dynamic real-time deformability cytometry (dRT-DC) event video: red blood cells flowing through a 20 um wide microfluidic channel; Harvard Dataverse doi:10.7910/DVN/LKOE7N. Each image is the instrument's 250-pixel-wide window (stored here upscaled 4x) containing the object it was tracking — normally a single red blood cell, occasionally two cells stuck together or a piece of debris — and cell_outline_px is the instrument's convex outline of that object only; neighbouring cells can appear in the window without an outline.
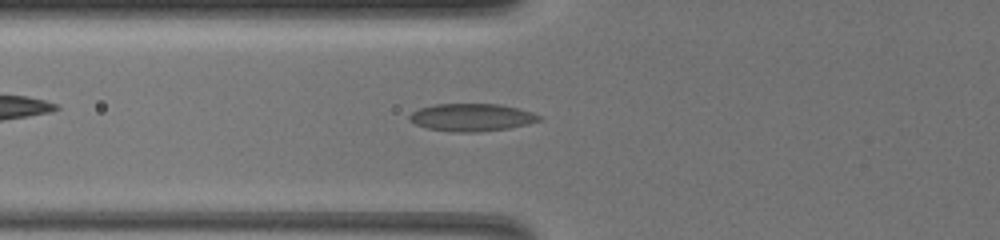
{"species": "common noctule bat (a hibernating species)", "species_latin": "Nyctalus noctula", "temperature_condition": "warm", "stored_images_in_passage": 68, "camera_frame_rate_fps": 3000, "um_per_image_px": 0.085, "animal": {"sex": "female", "body_mass_g": 19.5, "forearm_length_mm": 54.1}, "frame": {"image": 1, "passage_image": 29, "time_ms": 9.333, "image_size_px": [1000, 240], "cell_outline_px": [[544, 116], [540, 120], [528, 124], [508, 128], [476, 132], [452, 132], [428, 128], [416, 124], [408, 120], [408, 116], [412, 112], [420, 108], [436, 104], [500, 104], [532, 112]], "centroid_in_image_um": [40.09, 9.97], "position_along_channel_um": 85.7, "area_um2": 20.81}}
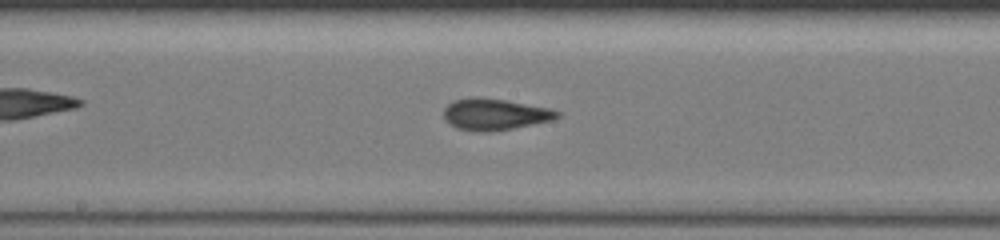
{"frame": {"image": 2, "passage_image": 40, "time_ms": 13.0, "image_size_px": [1000, 240], "cell_outline_px": [[560, 116], [552, 120], [512, 128], [488, 132], [472, 132], [456, 128], [448, 124], [444, 116], [444, 108], [448, 104], [456, 100], [504, 100], [548, 108], [560, 112]], "centroid_in_image_um": [42.05, 9.77], "position_along_channel_um": 206.1, "area_um2": 20.0}}
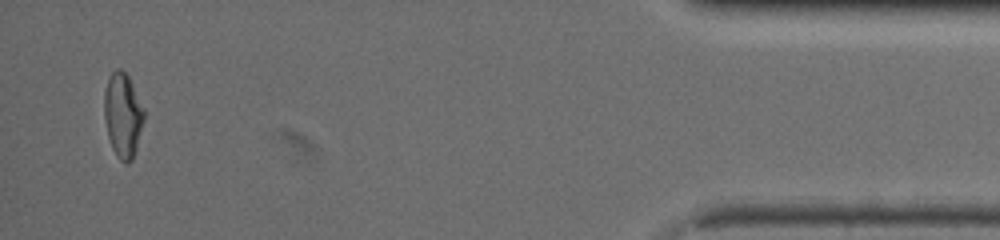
{"frame": {"image": 3, "passage_image": 66, "time_ms": 21.667, "image_size_px": [1000, 240], "cell_outline_px": [[144, 120], [136, 148], [132, 160], [128, 164], [124, 164], [116, 156], [112, 148], [108, 136], [104, 120], [104, 92], [108, 76], [116, 68], [120, 68], [128, 76], [144, 108]], "centroid_in_image_um": [10.43, 9.79], "position_along_channel_um": 424.8, "area_um2": 19.71}, "authors_computed_cell_mechanics": {"area_um2": 20.3456, "velocity_mm_per_s": 3.2686, "shape_relaxation_time_tau1_ms": null, "shape_relaxation_time_tau2_ms": 2.0813, "deformation_change_tau1": null, "deformation_change_tau2": 0.0964}}